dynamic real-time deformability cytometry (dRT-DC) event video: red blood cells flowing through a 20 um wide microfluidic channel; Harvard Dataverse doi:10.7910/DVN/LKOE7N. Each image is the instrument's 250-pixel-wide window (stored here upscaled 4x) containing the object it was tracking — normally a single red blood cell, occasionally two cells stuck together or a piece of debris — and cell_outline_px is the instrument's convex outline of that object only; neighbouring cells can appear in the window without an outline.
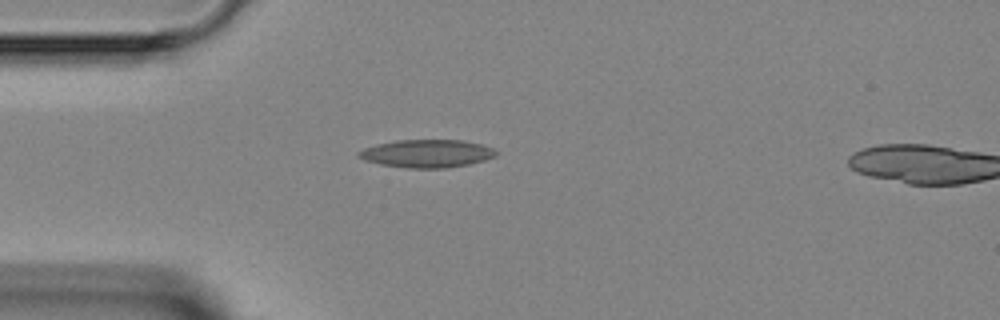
{"species": "Egyptian fruit bat (a non-hibernating species)", "species_latin": "Rousettus aegyptiacus", "temperature_condition": "room temperature", "stored_images_in_passage": 3, "camera_frame_rate_fps": 3000, "um_per_image_px": 0.085, "animal": {"sex": "female"}, "frame": {"image": 1, "passage_image": 2, "time_ms": 1.333, "image_size_px": [1000, 320], "cell_outline_px": [[500, 152], [496, 156], [484, 160], [468, 164], [448, 168], [408, 168], [380, 164], [364, 160], [356, 156], [356, 152], [364, 148], [376, 144], [396, 140], [464, 140], [480, 144], [492, 148]], "centroid_in_image_um": [36.27, 13.05], "position_along_channel_um": 48.7, "area_um2": 22.48}}